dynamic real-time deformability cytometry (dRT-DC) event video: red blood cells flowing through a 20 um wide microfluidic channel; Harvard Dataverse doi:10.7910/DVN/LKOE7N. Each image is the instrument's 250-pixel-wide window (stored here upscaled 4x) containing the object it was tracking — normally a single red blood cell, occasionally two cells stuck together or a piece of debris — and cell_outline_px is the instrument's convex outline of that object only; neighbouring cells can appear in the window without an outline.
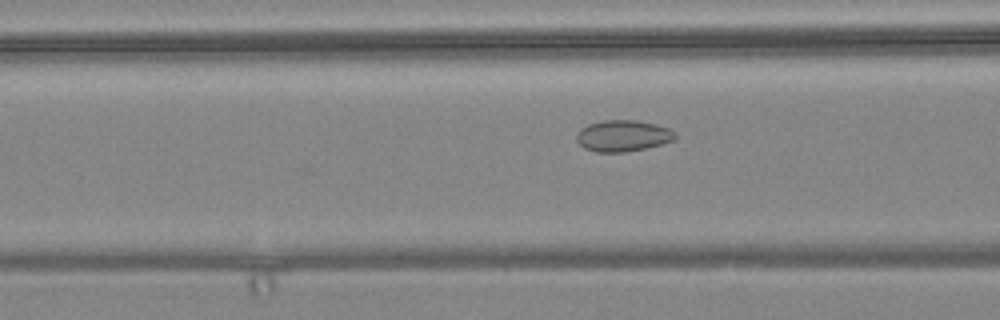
{"species": "common noctule bat (a hibernating species)", "species_latin": "Nyctalus noctula", "temperature_condition": "warm", "stored_images_in_passage": 45, "camera_frame_rate_fps": 3000, "um_per_image_px": 0.085, "animal": {"sex": "female", "body_mass_g": 24.6, "forearm_length_mm": 56.2}, "frame": {"image": 1, "passage_image": 10, "time_ms": 3.0, "image_size_px": [1000, 320], "cell_outline_px": [[676, 136], [672, 140], [660, 144], [644, 148], [624, 152], [596, 152], [584, 148], [576, 140], [576, 132], [580, 128], [588, 124], [604, 120], [636, 120], [656, 124], [668, 128], [676, 132]], "centroid_in_image_um": [52.9, 11.53], "position_along_channel_um": 113.7, "area_um2": 17.98}}
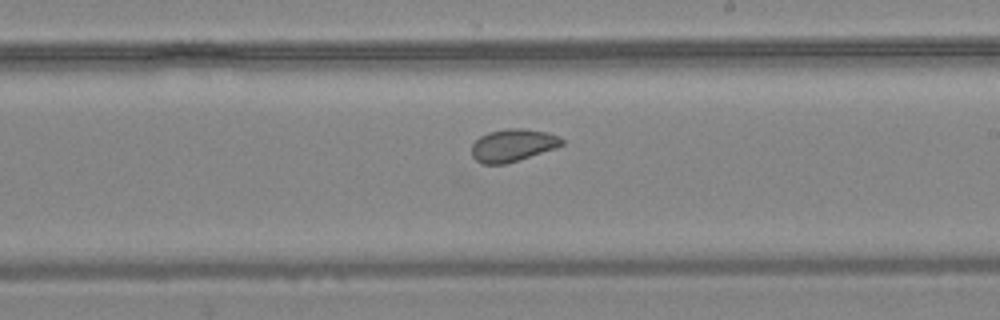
{"frame": {"image": 2, "passage_image": 21, "time_ms": 6.667, "image_size_px": [1000, 320], "cell_outline_px": [[564, 144], [556, 148], [504, 164], [484, 164], [476, 160], [472, 156], [472, 144], [480, 136], [488, 132], [508, 128], [524, 128], [548, 132], [560, 136], [564, 140]], "centroid_in_image_um": [43.61, 12.33], "position_along_channel_um": 245.4, "area_um2": 17.11}}
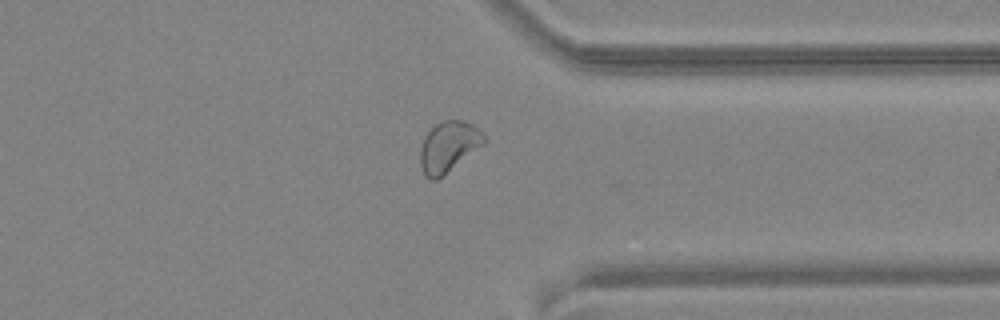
{"frame": {"image": 3, "passage_image": 32, "time_ms": 10.333, "image_size_px": [1000, 320], "cell_outline_px": [[488, 140], [484, 144], [436, 180], [432, 180], [424, 176], [420, 164], [420, 148], [424, 136], [436, 124], [444, 120], [464, 120], [472, 124]], "centroid_in_image_um": [38.1, 12.46], "position_along_channel_um": 373.3, "area_um2": 18.61}, "authors_computed_cell_mechanics": {"area_um2": 18.1492, "velocity_mm_per_s": 3.5916, "shape_relaxation_time_tau1_ms": null, "shape_relaxation_time_tau2_ms": 1.6917, "deformation_change_tau1": null, "deformation_change_tau2": 0.055}}